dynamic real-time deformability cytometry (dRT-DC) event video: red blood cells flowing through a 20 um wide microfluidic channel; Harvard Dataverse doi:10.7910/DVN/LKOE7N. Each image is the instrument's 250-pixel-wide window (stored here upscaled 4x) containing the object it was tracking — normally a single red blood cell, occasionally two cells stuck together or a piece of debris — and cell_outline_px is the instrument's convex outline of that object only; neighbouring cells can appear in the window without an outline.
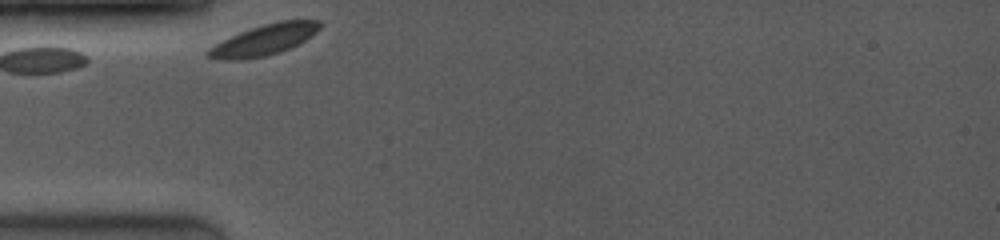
{"species": "common noctule bat (a hibernating species)", "species_latin": "Nyctalus noctula", "temperature_condition": "room temperature", "stored_images_in_passage": 3, "camera_frame_rate_fps": 4000, "um_per_image_px": 0.085, "animal": {"sex": "female", "body_mass_g": 19.0, "forearm_length_mm": 53.3}, "frame": {"image": 1, "passage_image": 1, "time_ms": 0.0, "image_size_px": [1000, 240], "cell_outline_px": [[324, 24], [316, 32], [304, 40], [288, 48], [264, 56], [236, 60], [224, 60], [208, 56], [204, 52], [208, 48], [240, 32], [276, 20], [320, 20]], "centroid_in_image_um": [22.47, 3.37], "position_along_channel_um": 62.5, "area_um2": 19.59}}